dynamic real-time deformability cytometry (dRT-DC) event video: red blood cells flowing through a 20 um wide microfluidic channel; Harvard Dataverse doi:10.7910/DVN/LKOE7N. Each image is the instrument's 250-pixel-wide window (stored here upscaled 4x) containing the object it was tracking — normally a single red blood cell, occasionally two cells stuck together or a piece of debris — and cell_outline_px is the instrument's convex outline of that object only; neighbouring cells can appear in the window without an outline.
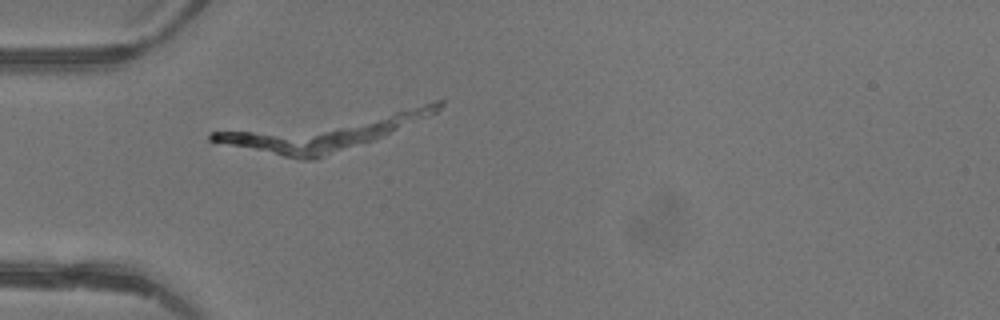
{"species": "common noctule bat (a hibernating species)", "species_latin": "Nyctalus noctula", "temperature_condition": "warm", "stored_images_in_passage": 4, "camera_frame_rate_fps": 3000, "um_per_image_px": 0.085, "animal": {"sex": "female"}, "frame": {"image": 1, "passage_image": 4, "time_ms": 1.0, "image_size_px": [1000, 320], "cell_outline_px": [[444, 104], [436, 112], [372, 140], [312, 160], [300, 160], [208, 140], [208, 136], [212, 132], [436, 100], [444, 100]], "centroid_in_image_um": [27.64, 11.15], "position_along_channel_um": 57.4, "area_um2": 45.72}}